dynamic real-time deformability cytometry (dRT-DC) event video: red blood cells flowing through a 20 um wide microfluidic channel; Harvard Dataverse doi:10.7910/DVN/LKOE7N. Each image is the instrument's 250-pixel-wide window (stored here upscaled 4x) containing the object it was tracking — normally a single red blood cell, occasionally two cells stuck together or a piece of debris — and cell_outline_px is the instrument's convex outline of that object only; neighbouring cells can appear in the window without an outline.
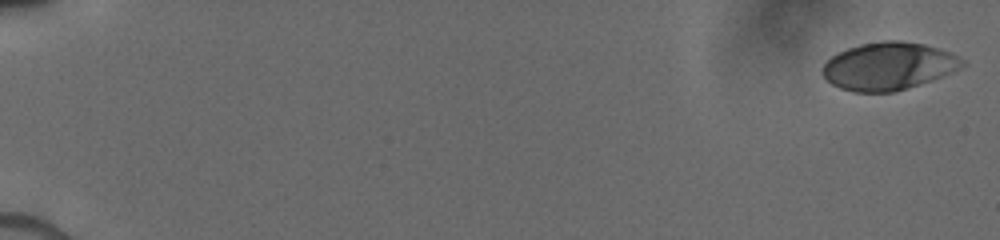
{"species": "human", "species_latin": "Homo sapiens", "temperature_condition": "cold", "stored_images_in_passage": 62, "camera_frame_rate_fps": 3000, "um_per_image_px": 0.085, "donor": {"sex": "male"}, "frame": {"image": 1, "passage_image": 1, "time_ms": 0.0, "image_size_px": [1000, 240], "cell_outline_px": [[964, 64], [960, 68], [952, 72], [932, 80], [908, 88], [892, 92], [852, 92], [840, 88], [832, 84], [824, 76], [824, 64], [832, 56], [848, 48], [860, 44], [880, 40], [900, 40], [924, 44], [952, 52], [964, 60]], "centroid_in_image_um": [75.55, 5.61], "position_along_channel_um": 9.4, "area_um2": 38.73}}
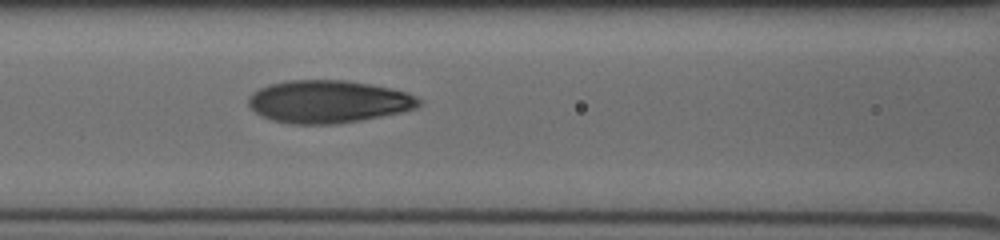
{"frame": {"image": 2, "passage_image": 36, "time_ms": 8.0, "image_size_px": [1000, 240], "cell_outline_px": [[424, 104], [416, 108], [404, 112], [360, 120], [336, 124], [292, 124], [272, 120], [260, 116], [248, 104], [248, 96], [252, 92], [268, 84], [288, 80], [344, 80], [392, 88], [408, 92], [424, 100]], "centroid_in_image_um": [27.94, 8.64], "position_along_channel_um": 138.7, "area_um2": 42.77}}
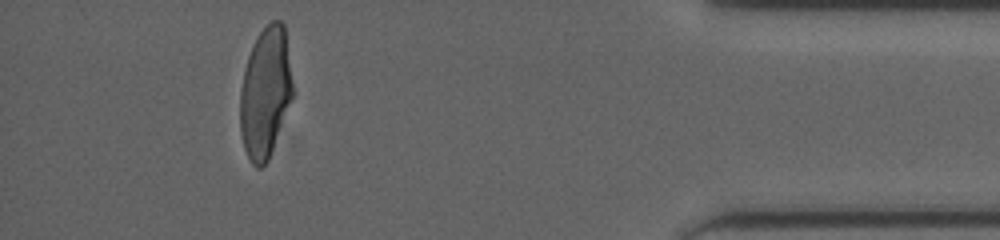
{"frame": {"image": 3, "passage_image": 60, "time_ms": 15.667, "image_size_px": [1000, 240], "cell_outline_px": [[292, 96], [268, 160], [260, 168], [256, 168], [248, 160], [244, 148], [240, 132], [240, 92], [244, 68], [252, 44], [260, 32], [272, 20], [280, 20], [284, 24], [292, 84]], "centroid_in_image_um": [22.52, 7.88], "position_along_channel_um": 412.7, "area_um2": 39.59}}